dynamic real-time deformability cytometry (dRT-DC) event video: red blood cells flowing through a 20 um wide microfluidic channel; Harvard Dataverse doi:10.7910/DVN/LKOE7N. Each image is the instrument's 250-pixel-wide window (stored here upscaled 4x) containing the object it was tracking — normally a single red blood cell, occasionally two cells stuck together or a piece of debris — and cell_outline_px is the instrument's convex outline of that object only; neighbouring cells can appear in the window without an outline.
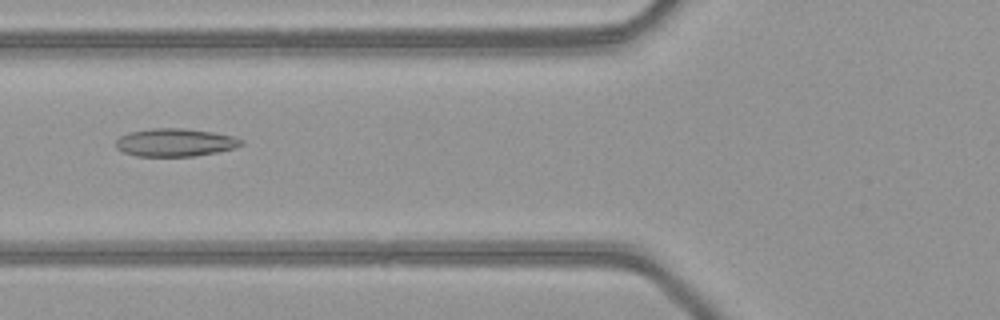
{"species": "common noctule bat (a hibernating species)", "species_latin": "Nyctalus noctula", "temperature_condition": "warm", "stored_images_in_passage": 36, "camera_frame_rate_fps": 3000, "um_per_image_px": 0.085, "animal": {"sex": "female", "body_mass_g": 21.9}, "frame": {"image": 1, "passage_image": 6, "time_ms": 1.667, "image_size_px": [1000, 320], "cell_outline_px": [[244, 144], [236, 148], [196, 156], [136, 156], [124, 152], [116, 148], [116, 140], [120, 136], [128, 132], [152, 128], [184, 128], [212, 132], [232, 136], [244, 140]], "centroid_in_image_um": [14.89, 12.11], "position_along_channel_um": 110.9, "area_um2": 20.52}}
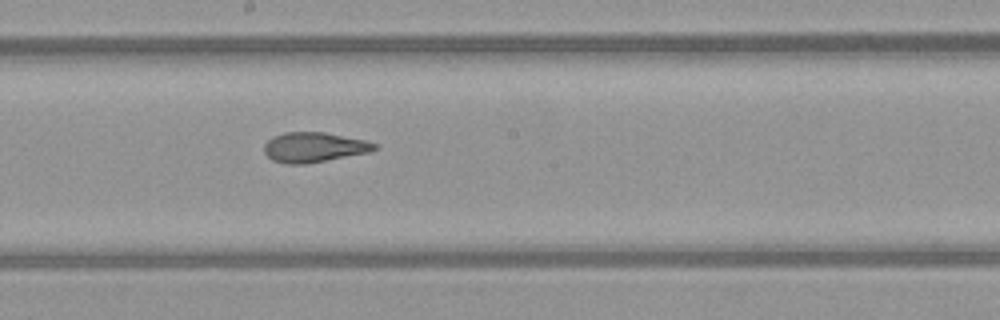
{"frame": {"image": 2, "passage_image": 14, "time_ms": 4.333, "image_size_px": [1000, 320], "cell_outline_px": [[376, 148], [368, 152], [304, 164], [284, 164], [272, 160], [264, 152], [264, 144], [272, 136], [284, 132], [324, 132], [364, 140], [376, 144]], "centroid_in_image_um": [26.61, 12.51], "position_along_channel_um": 221.6, "area_um2": 19.02}}
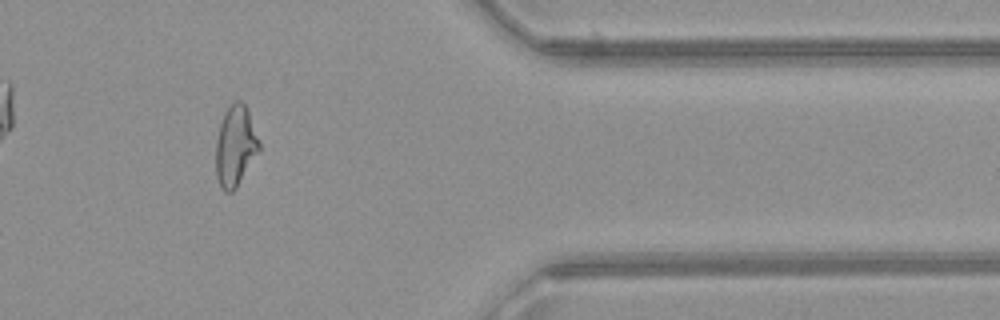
{"frame": {"image": 3, "passage_image": 28, "time_ms": 9.0, "image_size_px": [1000, 320], "cell_outline_px": [[260, 148], [236, 188], [232, 192], [224, 192], [220, 188], [216, 176], [216, 140], [220, 124], [224, 112], [236, 100], [240, 100], [244, 104], [248, 112], [260, 144]], "centroid_in_image_um": [19.98, 12.44], "position_along_channel_um": 391.4, "area_um2": 20.0}, "authors_computed_cell_mechanics": {"area_um2": 19.9121, "velocity_mm_per_s": 4.1213, "shape_relaxation_time_tau1_ms": null, "shape_relaxation_time_tau2_ms": 2.1122, "deformation_change_tau1": null, "deformation_change_tau2": 0.0993}}